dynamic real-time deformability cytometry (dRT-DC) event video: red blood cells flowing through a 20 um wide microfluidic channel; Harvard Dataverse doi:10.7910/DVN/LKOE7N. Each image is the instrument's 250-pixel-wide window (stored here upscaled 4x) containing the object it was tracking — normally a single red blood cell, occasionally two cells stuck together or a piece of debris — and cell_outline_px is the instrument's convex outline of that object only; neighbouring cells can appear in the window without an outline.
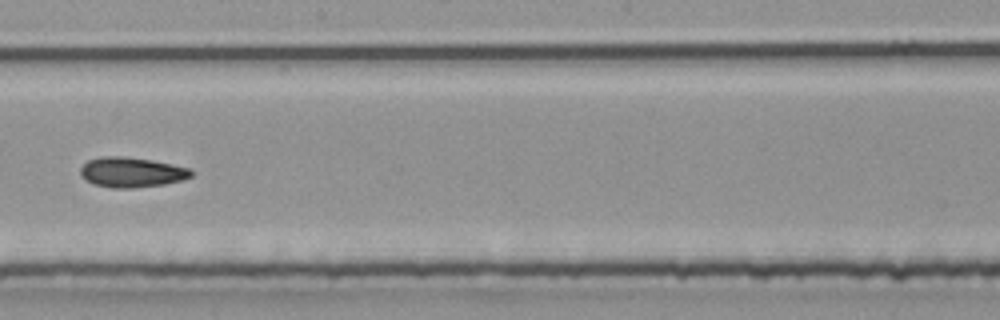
{"species": "common noctule bat (a hibernating species)", "species_latin": "Nyctalus noctula", "temperature_condition": "room temperature", "stored_images_in_passage": 45, "camera_frame_rate_fps": 3000, "um_per_image_px": 0.085, "animal": {"sex": "male", "body_mass_g": 20.4}, "frame": {"image": 1, "passage_image": 26, "time_ms": 8.333, "image_size_px": [1000, 320], "cell_outline_px": [[192, 176], [184, 180], [160, 184], [132, 188], [112, 188], [96, 184], [80, 176], [80, 168], [88, 160], [100, 156], [124, 156], [152, 160], [188, 168], [192, 172]], "centroid_in_image_um": [11.16, 14.63], "position_along_channel_um": 237.0, "area_um2": 19.19}}
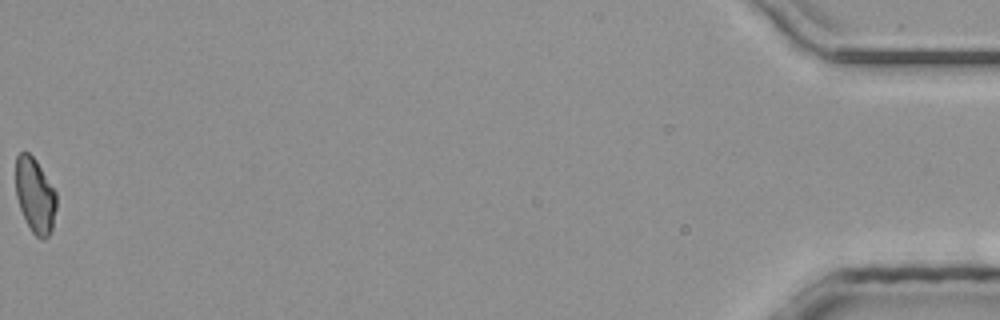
{"frame": {"image": 2, "passage_image": 45, "time_ms": 14.667, "image_size_px": [1000, 320], "cell_outline_px": [[56, 208], [52, 228], [48, 236], [44, 240], [40, 240], [32, 232], [20, 208], [16, 196], [16, 156], [20, 152], [28, 152], [36, 160], [56, 192]], "centroid_in_image_um": [2.98, 16.62], "position_along_channel_um": 432.2, "area_um2": 17.69}}